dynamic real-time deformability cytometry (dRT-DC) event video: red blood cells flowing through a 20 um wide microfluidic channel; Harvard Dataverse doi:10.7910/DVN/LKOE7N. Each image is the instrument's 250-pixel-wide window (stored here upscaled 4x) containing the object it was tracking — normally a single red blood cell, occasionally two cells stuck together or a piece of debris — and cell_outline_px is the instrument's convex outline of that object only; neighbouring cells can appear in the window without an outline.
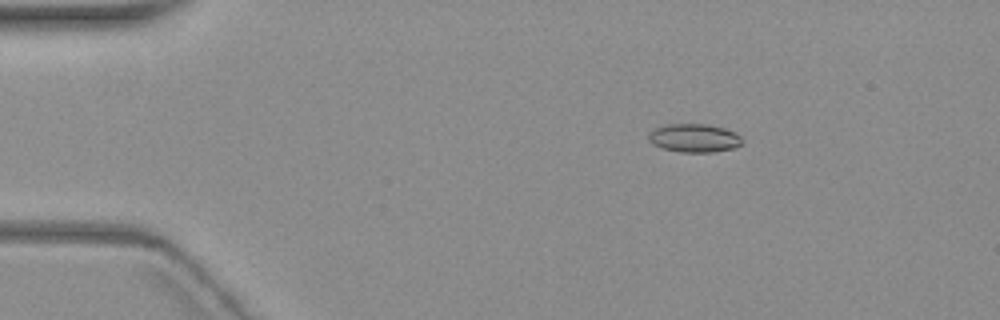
{"species": "common noctule bat (a hibernating species)", "species_latin": "Nyctalus noctula", "temperature_condition": "warm", "stored_images_in_passage": 6, "camera_frame_rate_fps": 3000, "um_per_image_px": 0.085, "animal": {"sex": "female", "body_mass_g": 19.3, "forearm_length_mm": 54.1}, "frame": {"image": 1, "passage_image": 2, "time_ms": 1.0, "image_size_px": [1000, 320], "cell_outline_px": [[744, 140], [736, 148], [712, 152], [680, 152], [664, 148], [652, 144], [648, 140], [648, 132], [652, 128], [664, 124], [704, 124], [724, 128], [736, 132]], "centroid_in_image_um": [58.99, 11.72], "position_along_channel_um": 26.0, "area_um2": 15.72}}
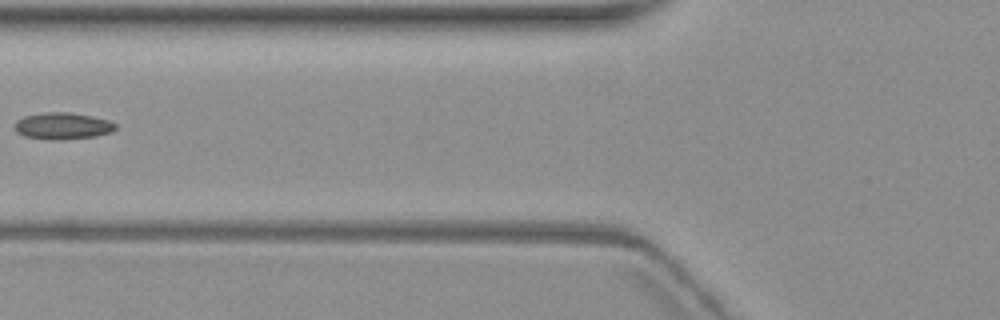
{"frame": {"image": 2, "passage_image": 5, "time_ms": 5.667, "image_size_px": [1000, 320], "cell_outline_px": [[116, 128], [112, 132], [96, 136], [60, 140], [48, 140], [24, 136], [16, 132], [16, 120], [24, 116], [44, 112], [68, 112], [92, 116], [108, 120], [116, 124]], "centroid_in_image_um": [5.32, 10.71], "position_along_channel_um": 120.5, "area_um2": 15.78}}
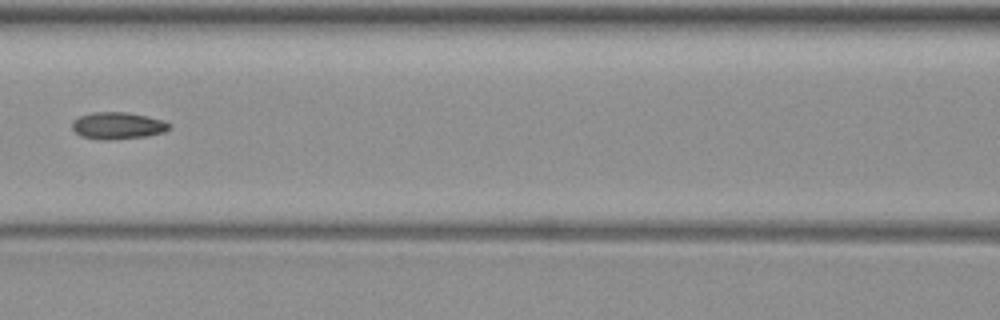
{"frame": {"image": 3, "passage_image": 6, "time_ms": 6.667, "image_size_px": [1000, 320], "cell_outline_px": [[172, 124], [164, 132], [148, 136], [112, 140], [104, 140], [80, 136], [72, 128], [72, 120], [80, 116], [92, 112], [128, 112], [148, 116], [164, 120]], "centroid_in_image_um": [10.02, 10.68], "position_along_channel_um": 156.6, "area_um2": 15.43}}